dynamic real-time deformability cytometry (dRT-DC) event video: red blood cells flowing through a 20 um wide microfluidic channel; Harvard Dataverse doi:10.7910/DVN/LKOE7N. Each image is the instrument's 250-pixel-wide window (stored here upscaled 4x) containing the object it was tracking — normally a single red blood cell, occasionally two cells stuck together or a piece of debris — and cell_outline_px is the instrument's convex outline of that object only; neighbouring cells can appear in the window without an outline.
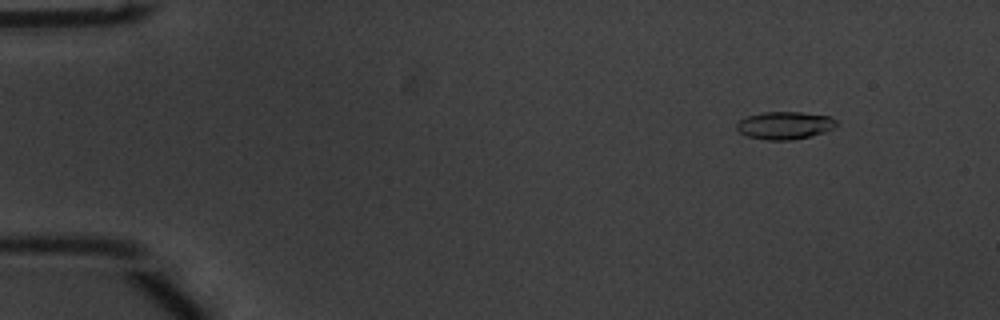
{"species": "common noctule bat (a hibernating species)", "species_latin": "Nyctalus noctula", "temperature_condition": "warm", "stored_images_in_passage": 54, "camera_frame_rate_fps": 3000, "um_per_image_px": 0.085, "animal": {"sex": "male", "body_mass_g": 20.1, "forearm_length_mm": 53.5}, "frame": {"image": 1, "passage_image": 6, "time_ms": 1.667, "image_size_px": [1000, 320], "cell_outline_px": [[840, 124], [836, 128], [812, 136], [792, 140], [764, 140], [748, 136], [740, 132], [736, 128], [736, 124], [740, 120], [748, 116], [764, 112], [800, 112], [832, 116]], "centroid_in_image_um": [66.77, 10.66], "position_along_channel_um": 18.2, "area_um2": 16.3}}
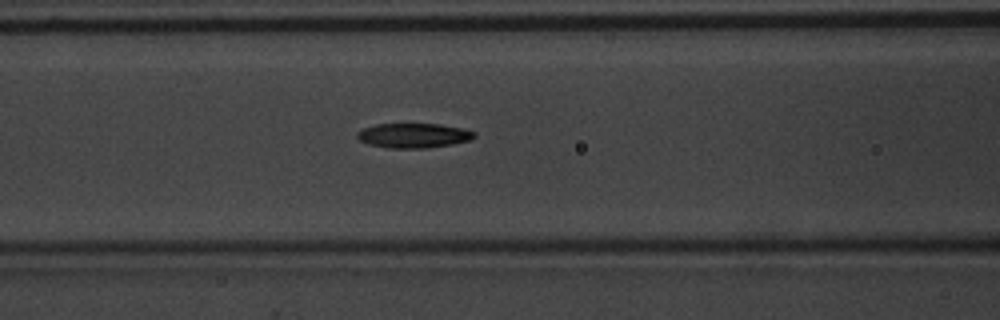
{"frame": {"image": 2, "passage_image": 23, "time_ms": 7.333, "image_size_px": [1000, 320], "cell_outline_px": [[476, 136], [472, 140], [452, 144], [424, 148], [392, 148], [368, 144], [360, 140], [356, 136], [356, 132], [364, 128], [376, 124], [440, 124], [460, 128], [476, 132]], "centroid_in_image_um": [35.16, 11.52], "position_along_channel_um": 131.4, "area_um2": 16.76}}
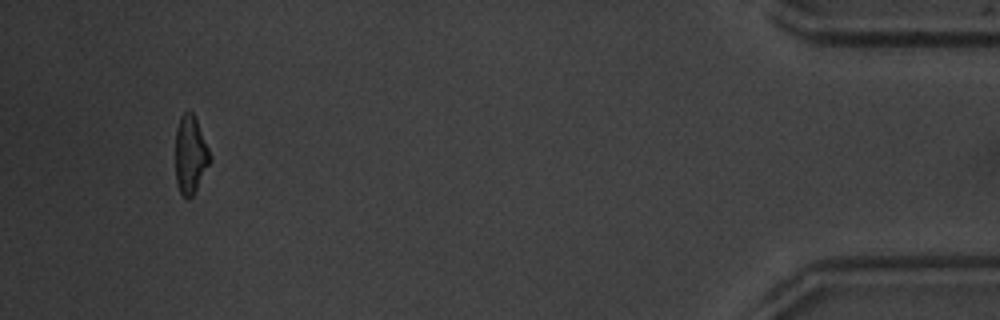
{"frame": {"image": 3, "passage_image": 51, "time_ms": 16.667, "image_size_px": [1000, 320], "cell_outline_px": [[212, 160], [192, 196], [188, 200], [184, 200], [176, 184], [176, 128], [180, 116], [188, 108], [192, 112], [196, 120], [212, 156]], "centroid_in_image_um": [16.18, 13.17], "position_along_channel_um": 419.0, "area_um2": 15.84}, "authors_computed_cell_mechanics": {"area_um2": 16.5019, "velocity_mm_per_s": 3.819, "shape_relaxation_time_tau1_ms": 4.3383, "shape_relaxation_time_tau2_ms": 3.3252, "deformation_change_tau1": 0.1602, "deformation_change_tau2": 0.1145}}